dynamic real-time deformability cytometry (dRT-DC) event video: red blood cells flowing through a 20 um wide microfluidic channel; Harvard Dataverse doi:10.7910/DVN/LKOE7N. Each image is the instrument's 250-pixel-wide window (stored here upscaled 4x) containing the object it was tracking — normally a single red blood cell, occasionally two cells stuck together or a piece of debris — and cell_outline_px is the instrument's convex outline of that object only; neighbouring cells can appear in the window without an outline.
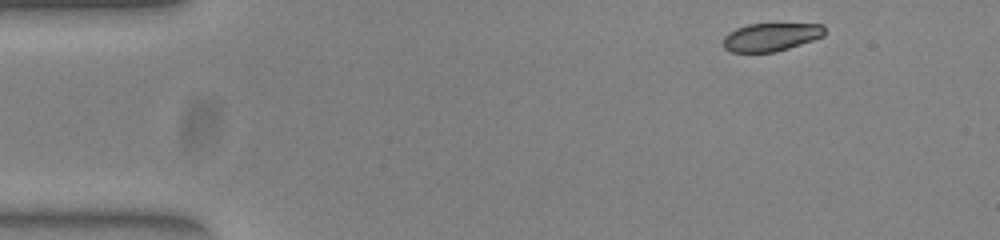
{"species": "common noctule bat (a hibernating species)", "species_latin": "Nyctalus noctula", "temperature_condition": "warm", "stored_images_in_passage": 47, "camera_frame_rate_fps": 3000, "um_per_image_px": 0.085, "animal": {"sex": "female", "body_mass_g": 23.0, "forearm_length_mm": 53.4}, "frame": {"image": 1, "passage_image": 1, "time_ms": 0.0, "image_size_px": [1000, 240], "cell_outline_px": [[824, 36], [788, 48], [772, 52], [732, 52], [724, 48], [724, 36], [728, 32], [736, 28], [748, 24], [824, 24]], "centroid_in_image_um": [65.51, 3.14], "position_along_channel_um": 19.5, "area_um2": 16.47}}
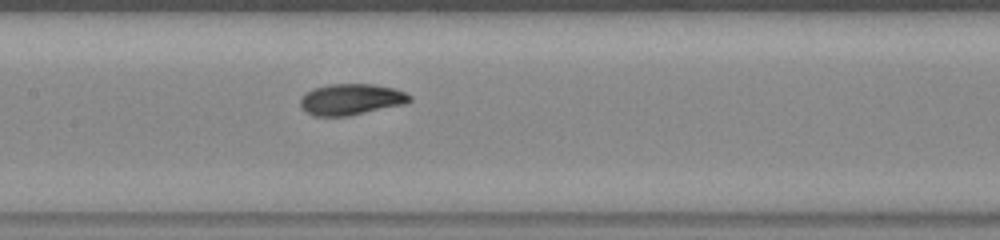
{"frame": {"image": 2, "passage_image": 20, "time_ms": 6.333, "image_size_px": [1000, 240], "cell_outline_px": [[412, 100], [404, 104], [348, 116], [312, 116], [300, 108], [300, 100], [312, 88], [328, 84], [372, 84], [396, 88], [412, 96]], "centroid_in_image_um": [29.84, 8.45], "position_along_channel_um": 177.6, "area_um2": 19.94}}
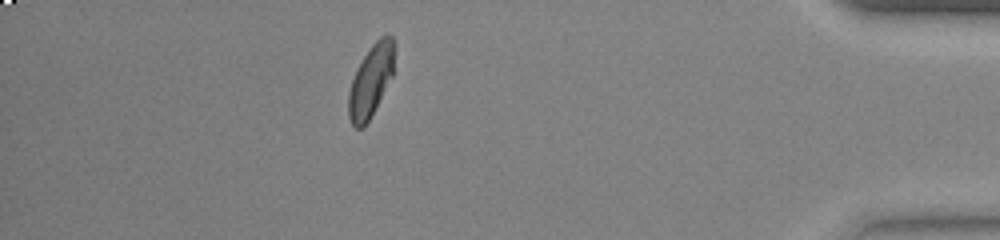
{"frame": {"image": 3, "passage_image": 41, "time_ms": 13.333, "image_size_px": [1000, 240], "cell_outline_px": [[396, 48], [392, 76], [364, 128], [356, 128], [352, 124], [348, 116], [348, 92], [352, 80], [364, 56], [372, 44], [380, 36], [392, 36]], "centroid_in_image_um": [31.53, 6.85], "position_along_channel_um": 403.7, "area_um2": 19.02}, "authors_computed_cell_mechanics": {"area_um2": 19.7098, "velocity_mm_per_s": 3.9316, "shape_relaxation_time_tau1_ms": 3.5729, "shape_relaxation_time_tau2_ms": 1.9477, "deformation_change_tau1": 0.1425, "deformation_change_tau2": 0.0381}}